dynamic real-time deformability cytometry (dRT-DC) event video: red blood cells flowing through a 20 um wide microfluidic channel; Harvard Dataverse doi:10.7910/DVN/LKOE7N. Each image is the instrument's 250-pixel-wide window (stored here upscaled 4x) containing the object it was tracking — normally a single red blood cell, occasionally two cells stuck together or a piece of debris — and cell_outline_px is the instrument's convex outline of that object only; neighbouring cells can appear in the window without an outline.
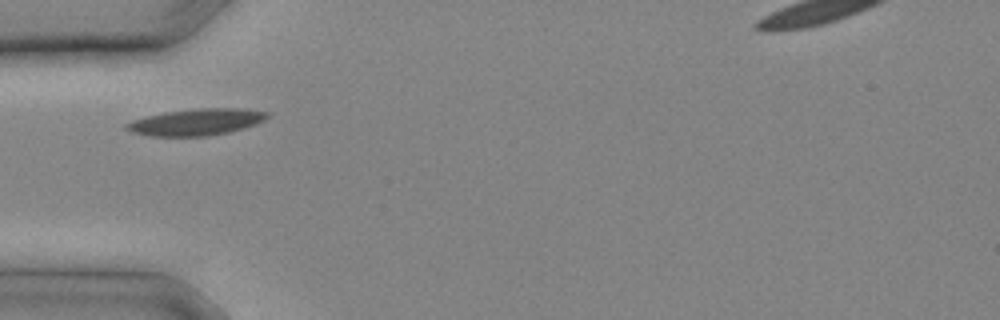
{"species": "common noctule bat (a hibernating species)", "species_latin": "Nyctalus noctula", "temperature_condition": "cold", "stored_images_in_passage": 12, "camera_frame_rate_fps": 3000, "um_per_image_px": 0.085, "animal": {"sex": "male", "body_mass_g": 20.4}, "frame": {"image": 1, "passage_image": 1, "time_ms": 0.0, "image_size_px": [1000, 320], "cell_outline_px": [[268, 116], [264, 120], [256, 124], [228, 132], [208, 136], [152, 136], [132, 132], [124, 128], [124, 124], [132, 120], [164, 112], [196, 108], [236, 108], [268, 112]], "centroid_in_image_um": [16.65, 10.37], "position_along_channel_um": 68.4, "area_um2": 21.68}}
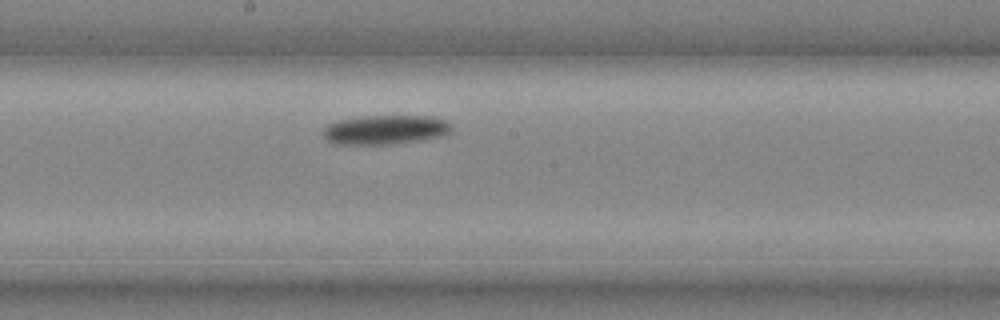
{"frame": {"image": 2, "passage_image": 7, "time_ms": 2.0, "image_size_px": [1000, 320], "cell_outline_px": [[452, 132], [444, 136], [424, 140], [396, 144], [336, 144], [328, 140], [324, 136], [324, 128], [328, 124], [336, 120], [360, 116], [432, 116], [444, 120], [452, 124]], "centroid_in_image_um": [32.8, 11.03], "position_along_channel_um": 215.4, "area_um2": 22.25}}
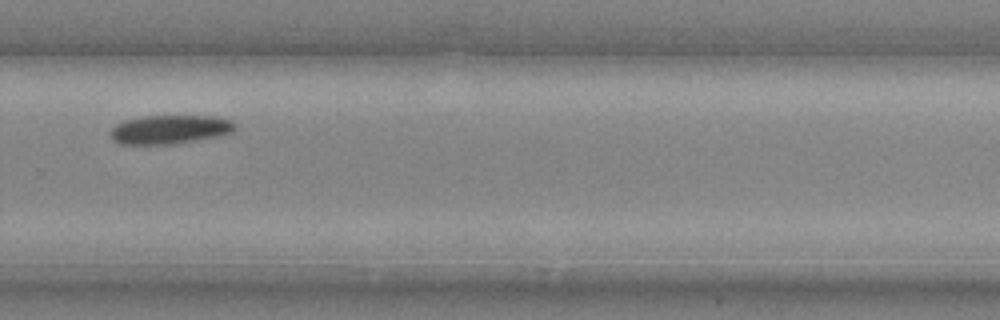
{"frame": {"image": 3, "passage_image": 11, "time_ms": 3.333, "image_size_px": [1000, 320], "cell_outline_px": [[236, 128], [232, 132], [216, 136], [176, 144], [120, 144], [112, 140], [112, 128], [116, 124], [124, 120], [144, 116], [216, 116], [232, 120], [236, 124]], "centroid_in_image_um": [14.45, 11.0], "position_along_channel_um": 315.3, "area_um2": 20.92}}